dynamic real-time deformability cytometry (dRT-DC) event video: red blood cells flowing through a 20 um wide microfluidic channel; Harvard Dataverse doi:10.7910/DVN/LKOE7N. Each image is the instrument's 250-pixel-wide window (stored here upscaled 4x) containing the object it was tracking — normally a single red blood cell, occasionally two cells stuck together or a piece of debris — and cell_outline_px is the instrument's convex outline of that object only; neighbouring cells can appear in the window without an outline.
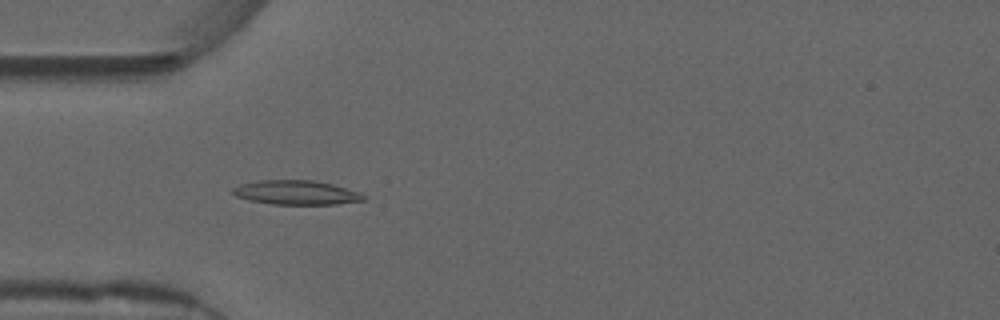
{"species": "common noctule bat (a hibernating species)", "species_latin": "Nyctalus noctula", "temperature_condition": "warm", "stored_images_in_passage": 42, "camera_frame_rate_fps": 3000, "um_per_image_px": 0.085, "animal": {"sex": "male", "forearm_length_mm": 52.5}, "frame": {"image": 1, "passage_image": 4, "time_ms": 1.0, "image_size_px": [1000, 320], "cell_outline_px": [[368, 200], [336, 204], [272, 204], [248, 200], [236, 196], [232, 192], [232, 188], [240, 184], [256, 180], [312, 180], [332, 184], [360, 192]], "centroid_in_image_um": [25.17, 16.36], "position_along_channel_um": 59.8, "area_um2": 18.55}}
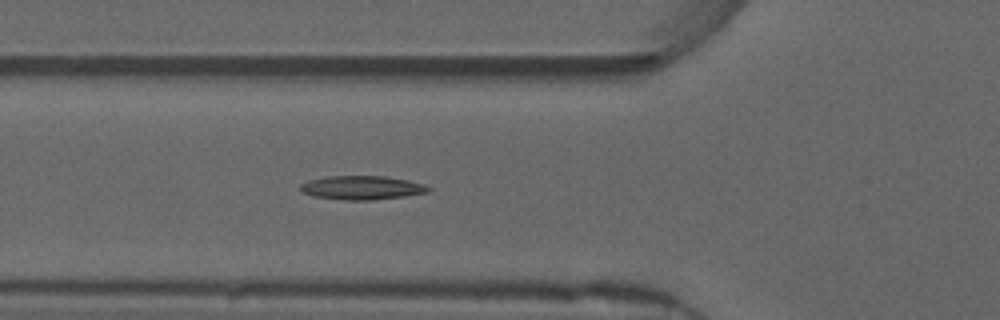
{"frame": {"image": 2, "passage_image": 7, "time_ms": 2.0, "image_size_px": [1000, 320], "cell_outline_px": [[432, 188], [428, 192], [404, 196], [372, 200], [340, 200], [312, 196], [300, 192], [300, 184], [308, 180], [328, 176], [384, 176], [408, 180], [424, 184]], "centroid_in_image_um": [30.72, 15.96], "position_along_channel_um": 95.1, "area_um2": 17.92}}
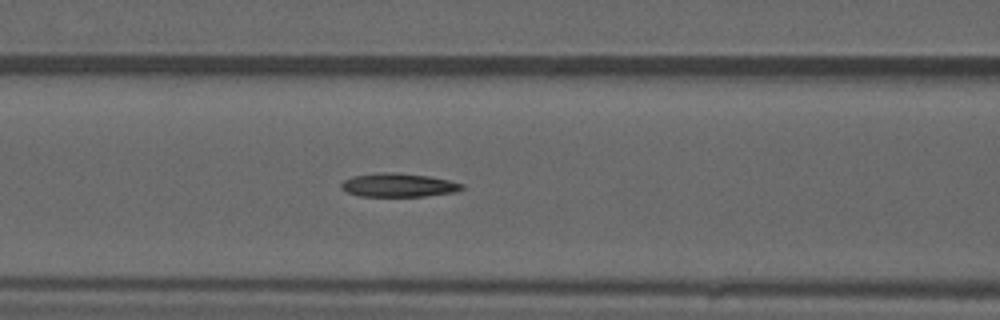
{"frame": {"image": 3, "passage_image": 10, "time_ms": 3.0, "image_size_px": [1000, 320], "cell_outline_px": [[464, 188], [456, 192], [424, 196], [360, 196], [348, 192], [340, 188], [340, 184], [344, 180], [352, 176], [384, 172], [396, 172], [428, 176], [448, 180], [464, 184]], "centroid_in_image_um": [33.87, 15.73], "position_along_channel_um": 132.7, "area_um2": 16.59}, "authors_computed_cell_mechanics": {"area_um2": 16.5019, "velocity_mm_per_s": 3.7288, "shape_relaxation_time_tau1_ms": null, "shape_relaxation_time_tau2_ms": 4.2434, "deformation_change_tau1": null, "deformation_change_tau2": 0.1343}}